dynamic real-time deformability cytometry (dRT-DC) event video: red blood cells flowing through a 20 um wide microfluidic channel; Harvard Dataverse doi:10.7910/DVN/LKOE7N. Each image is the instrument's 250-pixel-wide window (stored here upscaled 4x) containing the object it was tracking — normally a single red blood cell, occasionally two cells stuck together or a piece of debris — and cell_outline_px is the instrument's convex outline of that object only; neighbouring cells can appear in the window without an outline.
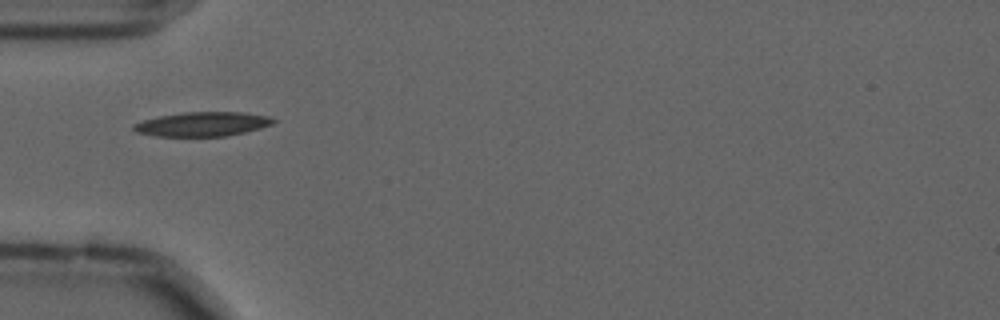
{"species": "common noctule bat (a hibernating species)", "species_latin": "Nyctalus noctula", "temperature_condition": "cold", "stored_images_in_passage": 40, "camera_frame_rate_fps": 3000, "um_per_image_px": 0.085, "animal": {"sex": "male", "forearm_length_mm": 52.5}, "frame": {"image": 1, "passage_image": 1, "time_ms": 0.0, "image_size_px": [1000, 320], "cell_outline_px": [[276, 120], [272, 124], [260, 128], [228, 136], [156, 136], [136, 132], [132, 128], [132, 124], [144, 120], [160, 116], [184, 112], [244, 112], [268, 116]], "centroid_in_image_um": [17.21, 10.55], "position_along_channel_um": 67.8, "area_um2": 19.71}}
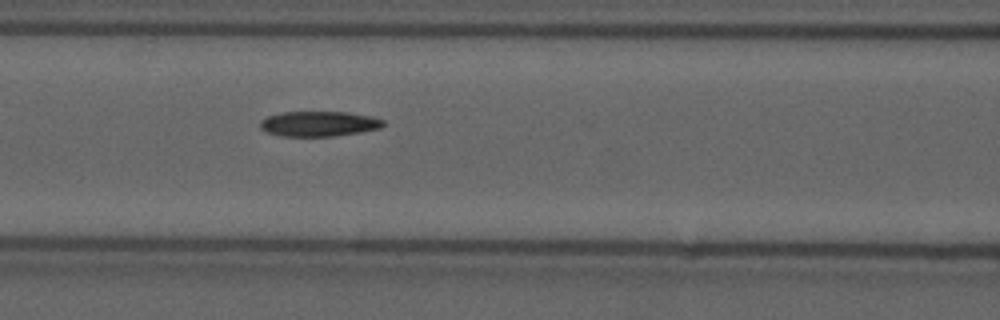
{"frame": {"image": 2, "passage_image": 7, "time_ms": 2.0, "image_size_px": [1000, 320], "cell_outline_px": [[388, 124], [380, 128], [360, 132], [332, 136], [280, 136], [268, 132], [260, 128], [260, 120], [268, 116], [284, 112], [348, 112], [372, 116], [384, 120]], "centroid_in_image_um": [27.14, 10.52], "position_along_channel_um": 139.5, "area_um2": 18.09}}
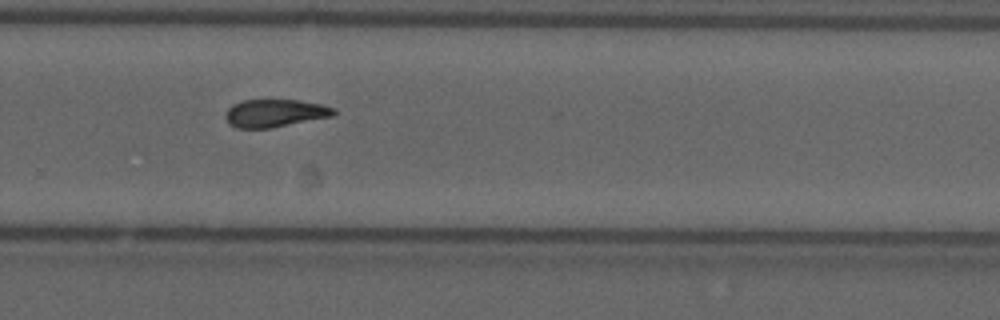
{"frame": {"image": 3, "passage_image": 21, "time_ms": 6.667, "image_size_px": [1000, 320], "cell_outline_px": [[336, 112], [332, 116], [268, 128], [236, 128], [228, 124], [224, 116], [228, 108], [232, 104], [244, 100], [300, 100], [320, 104], [336, 108]], "centroid_in_image_um": [23.33, 9.61], "position_along_channel_um": 306.5, "area_um2": 17.46}, "authors_computed_cell_mechanics": {"area_um2": 18.1492, "velocity_mm_per_s": 3.5943, "shape_relaxation_time_tau1_ms": 9.2925, "shape_relaxation_time_tau2_ms": 7.5946, "deformation_change_tau1": 0.2073, "deformation_change_tau2": 0.1501}}